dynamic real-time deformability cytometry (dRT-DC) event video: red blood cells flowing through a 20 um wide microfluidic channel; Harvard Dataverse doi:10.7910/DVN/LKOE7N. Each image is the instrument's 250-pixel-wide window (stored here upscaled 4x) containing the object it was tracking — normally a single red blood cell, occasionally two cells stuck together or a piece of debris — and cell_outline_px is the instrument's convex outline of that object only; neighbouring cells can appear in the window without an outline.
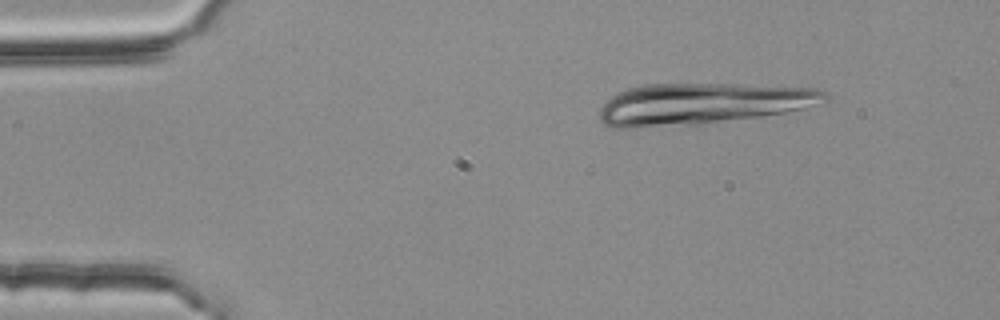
{"species": "common noctule bat (a hibernating species)", "species_latin": "Nyctalus noctula", "temperature_condition": "room temperature", "stored_images_in_passage": 5, "segment_of_instrument_passage": [1, 2], "camera_frame_rate_fps": 3000, "um_per_image_px": 0.085, "animal": {"sex": "female", "body_mass_g": 25.1}, "frame": {"image": 1, "passage_image": 2, "time_ms": 0.333, "image_size_px": [1000, 320], "cell_outline_px": [[832, 96], [828, 100], [800, 108], [784, 112], [760, 116], [708, 124], [628, 128], [612, 128], [604, 124], [600, 120], [600, 108], [616, 92], [628, 88], [644, 84], [740, 84], [820, 88], [828, 92]], "centroid_in_image_um": [59.68, 8.82], "position_along_channel_um": 25.3, "area_um2": 54.68}}